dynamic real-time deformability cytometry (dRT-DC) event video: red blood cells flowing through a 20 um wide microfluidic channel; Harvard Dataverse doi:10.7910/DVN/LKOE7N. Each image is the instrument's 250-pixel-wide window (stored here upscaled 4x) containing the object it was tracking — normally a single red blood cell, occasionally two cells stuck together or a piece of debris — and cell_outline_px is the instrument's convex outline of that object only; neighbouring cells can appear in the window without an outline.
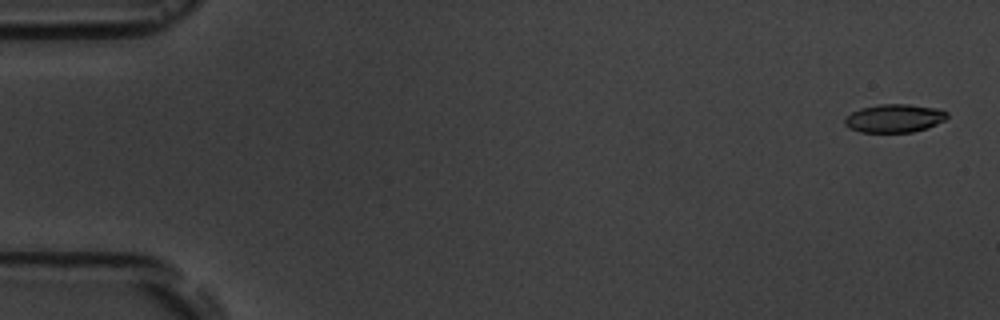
{"species": "common noctule bat (a hibernating species)", "species_latin": "Nyctalus noctula", "temperature_condition": "room temperature", "stored_images_in_passage": 15, "camera_frame_rate_fps": 3000, "um_per_image_px": 0.085, "animal": {"sex": "male", "body_mass_g": 19.5, "forearm_length_mm": 54.6}, "frame": {"image": 1, "passage_image": 1, "time_ms": 0.0, "image_size_px": [1000, 320], "cell_outline_px": [[948, 116], [944, 120], [928, 128], [912, 132], [860, 132], [848, 128], [844, 124], [844, 116], [860, 108], [880, 104], [908, 104], [936, 108], [948, 112]], "centroid_in_image_um": [75.99, 10.05], "position_along_channel_um": 9.0, "area_um2": 16.99}}
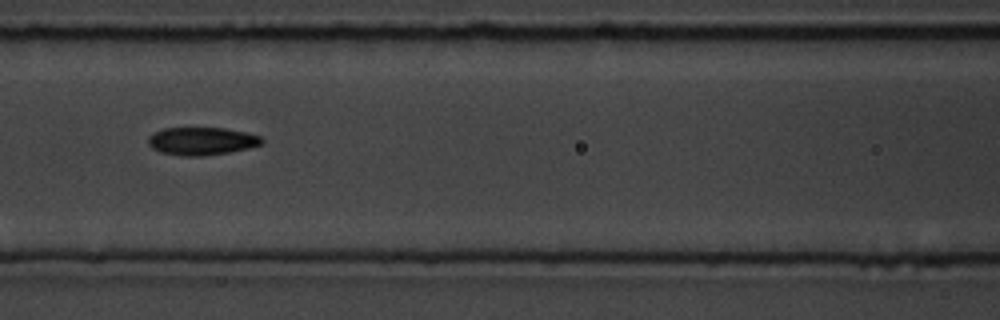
{"frame": {"image": 2, "passage_image": 7, "time_ms": 7.667, "image_size_px": [1000, 320], "cell_outline_px": [[264, 144], [248, 148], [228, 152], [204, 156], [180, 156], [160, 152], [152, 148], [148, 144], [148, 136], [152, 132], [164, 128], [224, 128], [244, 132], [260, 136], [264, 140]], "centroid_in_image_um": [17.11, 12.0], "position_along_channel_um": 149.5, "area_um2": 18.55}}
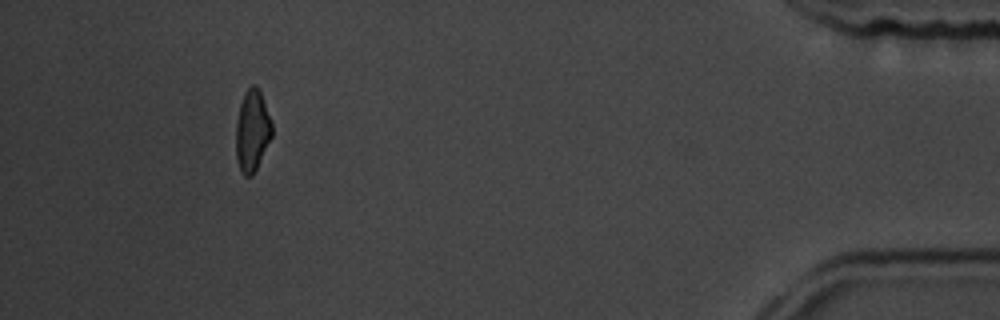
{"frame": {"image": 3, "passage_image": 14, "time_ms": 16.667, "image_size_px": [1000, 320], "cell_outline_px": [[272, 136], [252, 176], [244, 176], [240, 172], [236, 160], [236, 120], [240, 104], [244, 92], [252, 84], [256, 84], [260, 92], [272, 124]], "centroid_in_image_um": [21.41, 11.12], "position_along_channel_um": 413.8, "area_um2": 17.05}, "authors_computed_cell_mechanics": {"area_um2": 18.0336, "velocity_mm_per_s": 3.655, "shape_relaxation_time_tau1_ms": 3.0358, "shape_relaxation_time_tau2_ms": 2.8347, "deformation_change_tau1": 0.0948, "deformation_change_tau2": 0.0705}}